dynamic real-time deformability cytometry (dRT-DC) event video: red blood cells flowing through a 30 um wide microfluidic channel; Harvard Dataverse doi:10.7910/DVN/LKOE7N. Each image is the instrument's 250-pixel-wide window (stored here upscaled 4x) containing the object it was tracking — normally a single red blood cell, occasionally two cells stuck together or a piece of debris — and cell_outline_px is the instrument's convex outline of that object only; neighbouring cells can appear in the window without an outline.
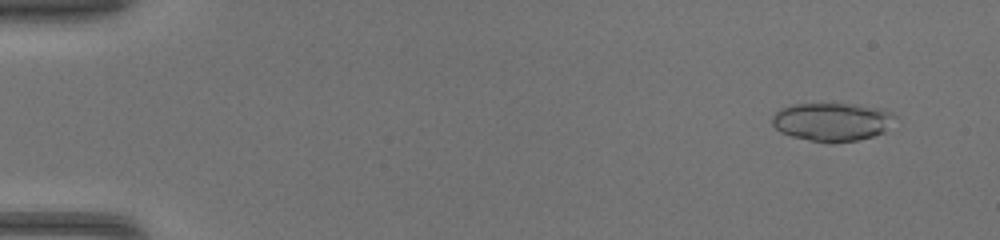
{"species": "common noctule bat (a hibernating species)", "species_latin": "Nyctalus noctula", "temperature_condition": "warm", "stored_images_in_passage": 46, "segment_of_instrument_passage": [1, 2], "camera_frame_rate_fps": 3000, "um_per_image_px": 0.085, "animal": {"sex": "female", "body_mass_g": 17.0, "forearm_length_mm": 48.0}, "frame": {"image": 1, "passage_image": 4, "time_ms": 1.0, "image_size_px": [1000, 240], "cell_outline_px": [[896, 116], [884, 132], [872, 136], [856, 140], [832, 144], [792, 136], [780, 132], [772, 124], [772, 116], [780, 108], [796, 104], [848, 104], [884, 108], [892, 112]], "centroid_in_image_um": [70.73, 10.35], "position_along_channel_um": 14.3, "area_um2": 27.4}}
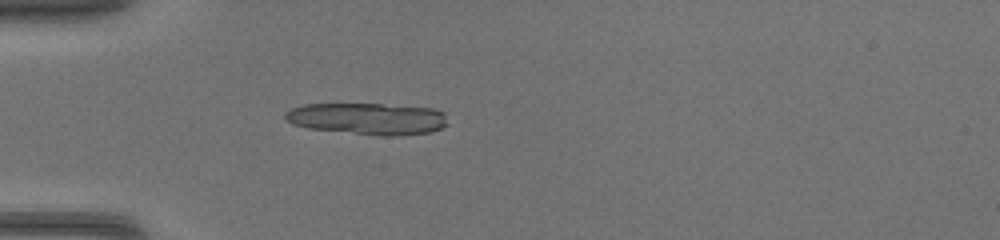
{"frame": {"image": 2, "passage_image": 15, "time_ms": 4.667, "image_size_px": [1000, 240], "cell_outline_px": [[448, 124], [432, 132], [396, 136], [380, 136], [308, 128], [292, 124], [284, 120], [284, 112], [292, 108], [304, 104], [380, 104], [432, 108], [444, 112]], "centroid_in_image_um": [31.24, 10.09], "position_along_channel_um": 53.8, "area_um2": 30.23}}